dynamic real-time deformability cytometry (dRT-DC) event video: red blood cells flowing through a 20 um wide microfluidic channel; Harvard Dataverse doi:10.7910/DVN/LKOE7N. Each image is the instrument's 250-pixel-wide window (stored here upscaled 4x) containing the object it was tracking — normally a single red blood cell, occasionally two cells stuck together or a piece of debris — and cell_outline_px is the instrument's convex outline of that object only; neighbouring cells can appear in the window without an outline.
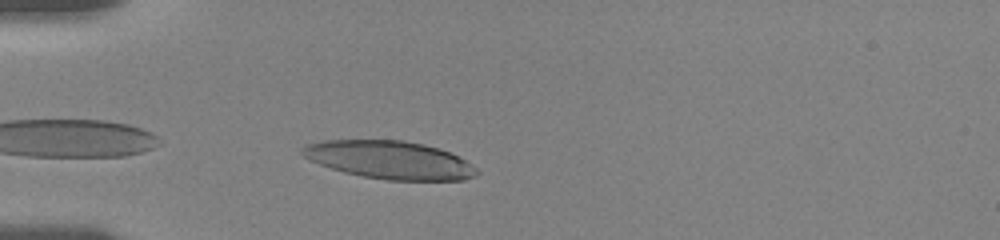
{"species": "human", "species_latin": "Homo sapiens", "temperature_condition": "room temperature", "stored_images_in_passage": 34, "camera_frame_rate_fps": 3000, "um_per_image_px": 0.085, "donor": {"sex": "female"}, "frame": {"image": 1, "passage_image": 2, "time_ms": 0.333, "image_size_px": [1000, 240], "cell_outline_px": [[480, 172], [476, 176], [464, 180], [388, 180], [364, 176], [344, 172], [308, 160], [300, 152], [300, 148], [308, 144], [324, 140], [404, 140], [424, 144], [448, 152], [472, 164]], "centroid_in_image_um": [33.11, 13.59], "position_along_channel_um": 51.9, "area_um2": 38.44}}
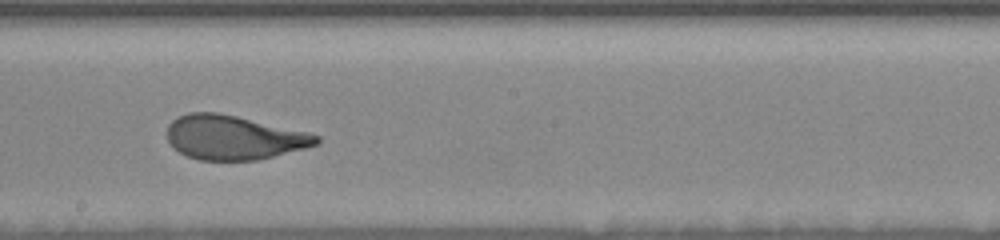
{"frame": {"image": 2, "passage_image": 18, "time_ms": 5.667, "image_size_px": [1000, 240], "cell_outline_px": [[320, 144], [256, 160], [200, 160], [188, 156], [180, 152], [168, 140], [168, 124], [172, 120], [188, 112], [216, 112], [236, 116], [308, 132], [320, 136]], "centroid_in_image_um": [19.87, 11.68], "position_along_channel_um": 228.3, "area_um2": 38.09}}
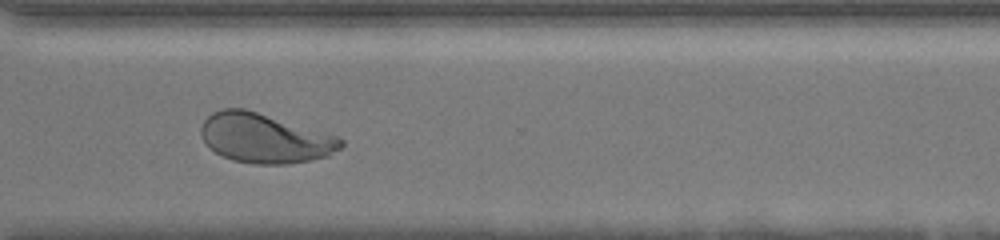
{"frame": {"image": 3, "passage_image": 28, "time_ms": 9.0, "image_size_px": [1000, 240], "cell_outline_px": [[344, 144], [340, 148], [328, 156], [312, 160], [284, 164], [252, 164], [232, 160], [220, 156], [208, 148], [200, 136], [200, 128], [204, 120], [212, 112], [220, 108], [244, 108], [336, 136], [344, 140]], "centroid_in_image_um": [22.44, 11.76], "position_along_channel_um": 348.2, "area_um2": 40.4}, "authors_computed_cell_mechanics": {"area_um2": 39.3907, "velocity_mm_per_s": 3.5979, "shape_relaxation_time_tau1_ms": 4.0638, "shape_relaxation_time_tau2_ms": 0.7016, "deformation_change_tau1": 0.1821, "deformation_change_tau2": 0.081}}